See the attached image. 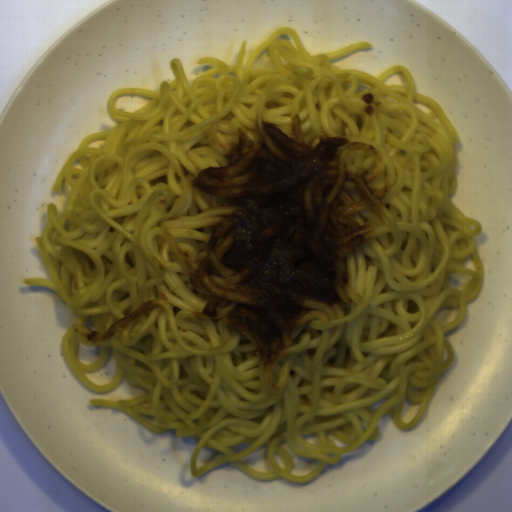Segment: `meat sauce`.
Listing matches in <instances>:
<instances>
[{
	"mask_svg": "<svg viewBox=\"0 0 512 512\" xmlns=\"http://www.w3.org/2000/svg\"><path fill=\"white\" fill-rule=\"evenodd\" d=\"M290 133L263 120L253 124L252 141L237 126L225 165H208L190 182L231 211L211 222L184 272L208 296L201 313L225 310L228 334L252 343L264 369L288 350L307 301L348 304L337 291L351 278L340 262L373 238L372 222L353 215L382 207L392 187L371 186L383 165L372 144L331 135L307 143L298 112Z\"/></svg>",
	"mask_w": 512,
	"mask_h": 512,
	"instance_id": "1",
	"label": "meat sauce"
},
{
	"mask_svg": "<svg viewBox=\"0 0 512 512\" xmlns=\"http://www.w3.org/2000/svg\"><path fill=\"white\" fill-rule=\"evenodd\" d=\"M167 297V293L159 291L153 298L148 299L122 317L117 318L113 323L109 324L104 331L92 330L89 333H84L83 336L85 340L92 344L112 340L117 332L126 330L131 323L142 316L148 318L150 314L157 309H162L163 313L167 314Z\"/></svg>",
	"mask_w": 512,
	"mask_h": 512,
	"instance_id": "2",
	"label": "meat sauce"
}]
</instances>
